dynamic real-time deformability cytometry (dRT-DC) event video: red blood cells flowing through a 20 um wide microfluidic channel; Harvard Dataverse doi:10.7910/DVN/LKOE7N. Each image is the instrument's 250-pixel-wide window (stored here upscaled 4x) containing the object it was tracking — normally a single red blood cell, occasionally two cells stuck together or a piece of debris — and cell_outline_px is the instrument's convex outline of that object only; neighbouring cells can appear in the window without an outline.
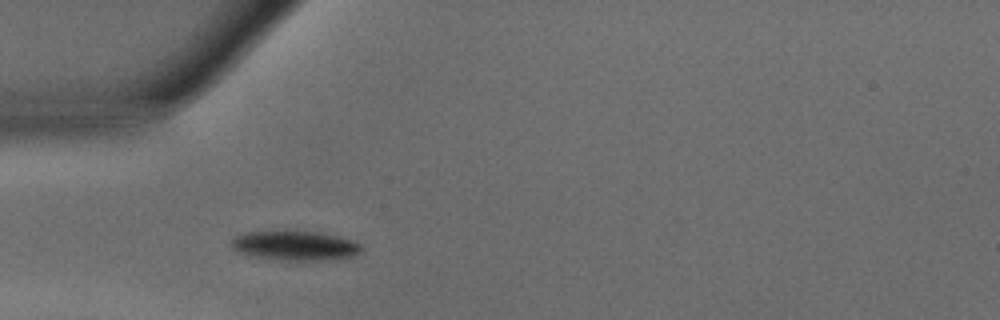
{"species": "common noctule bat (a hibernating species)", "species_latin": "Nyctalus noctula", "temperature_condition": "warm", "stored_images_in_passage": 24, "camera_frame_rate_fps": 3000, "um_per_image_px": 0.085, "animal": {"sex": "male", "body_mass_g": 15.6}, "frame": {"image": 1, "passage_image": 1, "time_ms": 0.0, "image_size_px": [1000, 320], "cell_outline_px": [[364, 248], [360, 252], [352, 256], [332, 260], [280, 260], [248, 256], [236, 252], [232, 248], [232, 240], [236, 236], [244, 232], [284, 228], [320, 232], [336, 236], [360, 244]], "centroid_in_image_um": [25.0, 20.84], "position_along_channel_um": 60.0, "area_um2": 23.29}}
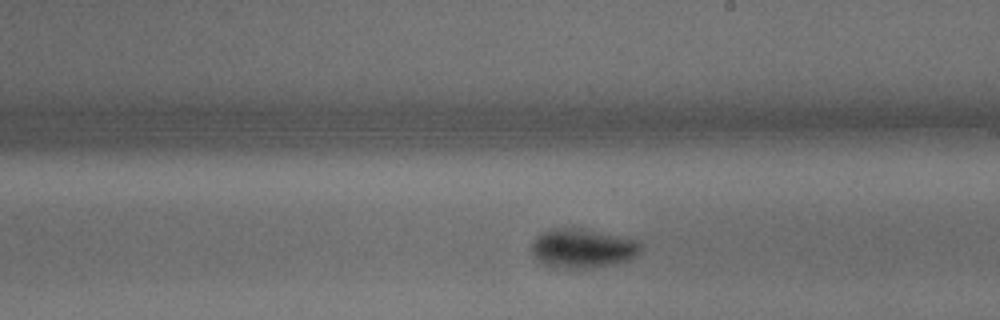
{"frame": {"image": 2, "passage_image": 14, "time_ms": 4.333, "image_size_px": [1000, 320], "cell_outline_px": [[640, 252], [636, 256], [628, 260], [616, 264], [592, 268], [556, 268], [544, 264], [532, 252], [532, 240], [536, 236], [544, 232], [556, 228], [584, 228], [636, 240], [640, 244]], "centroid_in_image_um": [49.53, 21.11], "position_along_channel_um": 239.5, "area_um2": 24.85}}
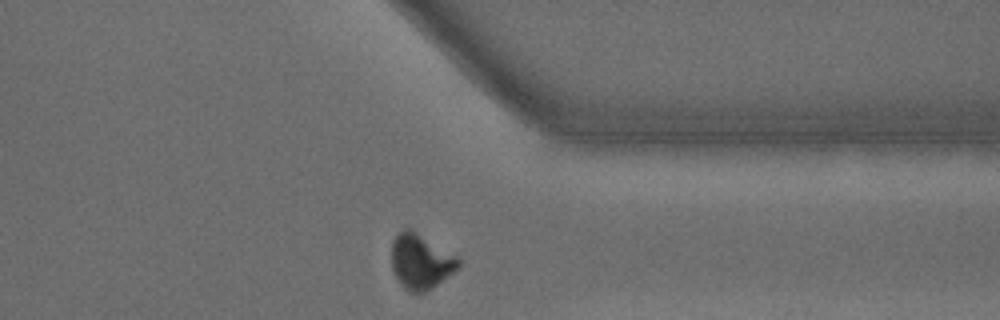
{"frame": {"image": 3, "passage_image": 24, "time_ms": 7.667, "image_size_px": [1000, 320], "cell_outline_px": [[460, 268], [432, 288], [416, 296], [404, 288], [400, 284], [392, 268], [392, 240], [404, 228], [412, 228], [456, 256], [460, 260]], "centroid_in_image_um": [35.76, 22.24], "position_along_channel_um": 375.6, "area_um2": 21.68}, "authors_computed_cell_mechanics": {"area_um2": 24.276, "velocity_mm_per_s": 4.1921, "shape_relaxation_time_tau1_ms": 2.8072, "shape_relaxation_time_tau2_ms": null, "deformation_change_tau1": 0.1626, "deformation_change_tau2": null}}